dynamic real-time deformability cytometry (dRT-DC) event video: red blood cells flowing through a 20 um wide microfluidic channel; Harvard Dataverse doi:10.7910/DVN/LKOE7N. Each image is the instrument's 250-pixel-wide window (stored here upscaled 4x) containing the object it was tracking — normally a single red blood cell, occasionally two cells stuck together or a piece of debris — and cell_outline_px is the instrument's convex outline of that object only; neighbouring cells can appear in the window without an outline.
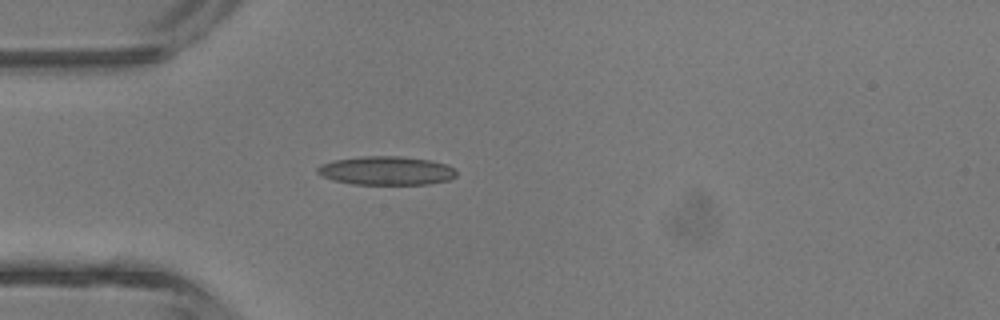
{"species": "common noctule bat (a hibernating species)", "species_latin": "Nyctalus noctula", "temperature_condition": "room temperature", "stored_images_in_passage": 3, "camera_frame_rate_fps": 3000, "um_per_image_px": 0.085, "animal": {"sex": "male", "body_mass_g": 13.3}, "frame": {"image": 1, "passage_image": 3, "time_ms": 2.333, "image_size_px": [1000, 320], "cell_outline_px": [[456, 176], [448, 180], [428, 184], [352, 184], [332, 180], [320, 176], [316, 172], [316, 168], [320, 164], [332, 160], [364, 156], [400, 156], [432, 160], [448, 164], [456, 172]], "centroid_in_image_um": [32.8, 14.5], "position_along_channel_um": 52.2, "area_um2": 23.47}}